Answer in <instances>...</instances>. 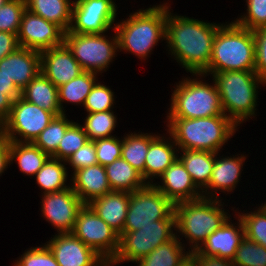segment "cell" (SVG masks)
Masks as SVG:
<instances>
[{
    "instance_id": "obj_32",
    "label": "cell",
    "mask_w": 266,
    "mask_h": 266,
    "mask_svg": "<svg viewBox=\"0 0 266 266\" xmlns=\"http://www.w3.org/2000/svg\"><path fill=\"white\" fill-rule=\"evenodd\" d=\"M96 81H98L96 73L84 71L78 77L58 87L61 113H65L63 102L84 105L86 97L91 92Z\"/></svg>"
},
{
    "instance_id": "obj_33",
    "label": "cell",
    "mask_w": 266,
    "mask_h": 266,
    "mask_svg": "<svg viewBox=\"0 0 266 266\" xmlns=\"http://www.w3.org/2000/svg\"><path fill=\"white\" fill-rule=\"evenodd\" d=\"M63 162V163H62ZM64 160H59L50 157L42 168L35 174L36 182L43 194L53 193L69 188L71 185H66L67 168L64 165Z\"/></svg>"
},
{
    "instance_id": "obj_4",
    "label": "cell",
    "mask_w": 266,
    "mask_h": 266,
    "mask_svg": "<svg viewBox=\"0 0 266 266\" xmlns=\"http://www.w3.org/2000/svg\"><path fill=\"white\" fill-rule=\"evenodd\" d=\"M167 4L140 9L114 26L120 52L124 50L143 59L166 36ZM163 38V39H162Z\"/></svg>"
},
{
    "instance_id": "obj_42",
    "label": "cell",
    "mask_w": 266,
    "mask_h": 266,
    "mask_svg": "<svg viewBox=\"0 0 266 266\" xmlns=\"http://www.w3.org/2000/svg\"><path fill=\"white\" fill-rule=\"evenodd\" d=\"M94 144L98 164L107 166L121 158L122 140L117 136L95 140Z\"/></svg>"
},
{
    "instance_id": "obj_30",
    "label": "cell",
    "mask_w": 266,
    "mask_h": 266,
    "mask_svg": "<svg viewBox=\"0 0 266 266\" xmlns=\"http://www.w3.org/2000/svg\"><path fill=\"white\" fill-rule=\"evenodd\" d=\"M50 156L34 143L10 141V162L17 161L22 173L35 176Z\"/></svg>"
},
{
    "instance_id": "obj_48",
    "label": "cell",
    "mask_w": 266,
    "mask_h": 266,
    "mask_svg": "<svg viewBox=\"0 0 266 266\" xmlns=\"http://www.w3.org/2000/svg\"><path fill=\"white\" fill-rule=\"evenodd\" d=\"M10 162V141L4 136L0 140V175L8 168Z\"/></svg>"
},
{
    "instance_id": "obj_10",
    "label": "cell",
    "mask_w": 266,
    "mask_h": 266,
    "mask_svg": "<svg viewBox=\"0 0 266 266\" xmlns=\"http://www.w3.org/2000/svg\"><path fill=\"white\" fill-rule=\"evenodd\" d=\"M157 220H176L174 204L153 184L129 193L123 231H136Z\"/></svg>"
},
{
    "instance_id": "obj_46",
    "label": "cell",
    "mask_w": 266,
    "mask_h": 266,
    "mask_svg": "<svg viewBox=\"0 0 266 266\" xmlns=\"http://www.w3.org/2000/svg\"><path fill=\"white\" fill-rule=\"evenodd\" d=\"M20 47L16 34L0 31V60Z\"/></svg>"
},
{
    "instance_id": "obj_8",
    "label": "cell",
    "mask_w": 266,
    "mask_h": 266,
    "mask_svg": "<svg viewBox=\"0 0 266 266\" xmlns=\"http://www.w3.org/2000/svg\"><path fill=\"white\" fill-rule=\"evenodd\" d=\"M176 220L151 221L149 225L136 231H123L119 236V249L108 266L121 262H137L150 254L161 244L173 239L178 233Z\"/></svg>"
},
{
    "instance_id": "obj_28",
    "label": "cell",
    "mask_w": 266,
    "mask_h": 266,
    "mask_svg": "<svg viewBox=\"0 0 266 266\" xmlns=\"http://www.w3.org/2000/svg\"><path fill=\"white\" fill-rule=\"evenodd\" d=\"M104 168L112 191L133 193L147 185L142 174L122 157Z\"/></svg>"
},
{
    "instance_id": "obj_41",
    "label": "cell",
    "mask_w": 266,
    "mask_h": 266,
    "mask_svg": "<svg viewBox=\"0 0 266 266\" xmlns=\"http://www.w3.org/2000/svg\"><path fill=\"white\" fill-rule=\"evenodd\" d=\"M246 3V15L234 21L251 31L266 27V0H246Z\"/></svg>"
},
{
    "instance_id": "obj_43",
    "label": "cell",
    "mask_w": 266,
    "mask_h": 266,
    "mask_svg": "<svg viewBox=\"0 0 266 266\" xmlns=\"http://www.w3.org/2000/svg\"><path fill=\"white\" fill-rule=\"evenodd\" d=\"M15 261L14 266H59L46 243L42 247L30 248Z\"/></svg>"
},
{
    "instance_id": "obj_39",
    "label": "cell",
    "mask_w": 266,
    "mask_h": 266,
    "mask_svg": "<svg viewBox=\"0 0 266 266\" xmlns=\"http://www.w3.org/2000/svg\"><path fill=\"white\" fill-rule=\"evenodd\" d=\"M25 10V0H8L0 7V31L18 35Z\"/></svg>"
},
{
    "instance_id": "obj_23",
    "label": "cell",
    "mask_w": 266,
    "mask_h": 266,
    "mask_svg": "<svg viewBox=\"0 0 266 266\" xmlns=\"http://www.w3.org/2000/svg\"><path fill=\"white\" fill-rule=\"evenodd\" d=\"M128 204V192L112 191L94 199L88 205L120 235L126 222Z\"/></svg>"
},
{
    "instance_id": "obj_21",
    "label": "cell",
    "mask_w": 266,
    "mask_h": 266,
    "mask_svg": "<svg viewBox=\"0 0 266 266\" xmlns=\"http://www.w3.org/2000/svg\"><path fill=\"white\" fill-rule=\"evenodd\" d=\"M235 155L228 157H217L218 152L215 153V163L212 170V175L208 185L202 190L204 198H219L218 195L215 196L218 191H223L227 193L235 189L241 177V170L243 168V163L246 157L243 155ZM220 158V159H219ZM211 190V192L209 191ZM205 190V191H204ZM214 190V191H213ZM214 195H213V192ZM216 193V194H215ZM211 196V197H210Z\"/></svg>"
},
{
    "instance_id": "obj_54",
    "label": "cell",
    "mask_w": 266,
    "mask_h": 266,
    "mask_svg": "<svg viewBox=\"0 0 266 266\" xmlns=\"http://www.w3.org/2000/svg\"><path fill=\"white\" fill-rule=\"evenodd\" d=\"M261 205L266 209V202H265V204L262 203Z\"/></svg>"
},
{
    "instance_id": "obj_5",
    "label": "cell",
    "mask_w": 266,
    "mask_h": 266,
    "mask_svg": "<svg viewBox=\"0 0 266 266\" xmlns=\"http://www.w3.org/2000/svg\"><path fill=\"white\" fill-rule=\"evenodd\" d=\"M212 77L223 113L236 126L255 116L259 85L266 84L255 71H224Z\"/></svg>"
},
{
    "instance_id": "obj_44",
    "label": "cell",
    "mask_w": 266,
    "mask_h": 266,
    "mask_svg": "<svg viewBox=\"0 0 266 266\" xmlns=\"http://www.w3.org/2000/svg\"><path fill=\"white\" fill-rule=\"evenodd\" d=\"M73 168L74 172L98 163L94 141L88 140L81 148L74 152L65 161Z\"/></svg>"
},
{
    "instance_id": "obj_26",
    "label": "cell",
    "mask_w": 266,
    "mask_h": 266,
    "mask_svg": "<svg viewBox=\"0 0 266 266\" xmlns=\"http://www.w3.org/2000/svg\"><path fill=\"white\" fill-rule=\"evenodd\" d=\"M26 9L51 23L58 25L64 32L72 24L74 1L71 0H25Z\"/></svg>"
},
{
    "instance_id": "obj_47",
    "label": "cell",
    "mask_w": 266,
    "mask_h": 266,
    "mask_svg": "<svg viewBox=\"0 0 266 266\" xmlns=\"http://www.w3.org/2000/svg\"><path fill=\"white\" fill-rule=\"evenodd\" d=\"M195 266H236L231 259L215 256H204L202 254H191Z\"/></svg>"
},
{
    "instance_id": "obj_22",
    "label": "cell",
    "mask_w": 266,
    "mask_h": 266,
    "mask_svg": "<svg viewBox=\"0 0 266 266\" xmlns=\"http://www.w3.org/2000/svg\"><path fill=\"white\" fill-rule=\"evenodd\" d=\"M71 187L84 204L112 192L104 166L91 165L72 173Z\"/></svg>"
},
{
    "instance_id": "obj_14",
    "label": "cell",
    "mask_w": 266,
    "mask_h": 266,
    "mask_svg": "<svg viewBox=\"0 0 266 266\" xmlns=\"http://www.w3.org/2000/svg\"><path fill=\"white\" fill-rule=\"evenodd\" d=\"M42 196L41 212L46 221L56 227L58 233H71L78 212L84 206L72 187Z\"/></svg>"
},
{
    "instance_id": "obj_49",
    "label": "cell",
    "mask_w": 266,
    "mask_h": 266,
    "mask_svg": "<svg viewBox=\"0 0 266 266\" xmlns=\"http://www.w3.org/2000/svg\"><path fill=\"white\" fill-rule=\"evenodd\" d=\"M0 89L5 90V94L9 95L13 100L21 96V91L16 87L12 79H9L1 70Z\"/></svg>"
},
{
    "instance_id": "obj_18",
    "label": "cell",
    "mask_w": 266,
    "mask_h": 266,
    "mask_svg": "<svg viewBox=\"0 0 266 266\" xmlns=\"http://www.w3.org/2000/svg\"><path fill=\"white\" fill-rule=\"evenodd\" d=\"M161 184L153 185L174 205L183 201H193L203 197L182 162L177 158L160 176Z\"/></svg>"
},
{
    "instance_id": "obj_12",
    "label": "cell",
    "mask_w": 266,
    "mask_h": 266,
    "mask_svg": "<svg viewBox=\"0 0 266 266\" xmlns=\"http://www.w3.org/2000/svg\"><path fill=\"white\" fill-rule=\"evenodd\" d=\"M54 118L53 113L19 96L13 101L10 114L4 122V135L9 141L33 143Z\"/></svg>"
},
{
    "instance_id": "obj_40",
    "label": "cell",
    "mask_w": 266,
    "mask_h": 266,
    "mask_svg": "<svg viewBox=\"0 0 266 266\" xmlns=\"http://www.w3.org/2000/svg\"><path fill=\"white\" fill-rule=\"evenodd\" d=\"M114 103V92L106 85L97 82L86 97L83 107L87 113L105 112L112 110Z\"/></svg>"
},
{
    "instance_id": "obj_34",
    "label": "cell",
    "mask_w": 266,
    "mask_h": 266,
    "mask_svg": "<svg viewBox=\"0 0 266 266\" xmlns=\"http://www.w3.org/2000/svg\"><path fill=\"white\" fill-rule=\"evenodd\" d=\"M66 114L55 116L50 124L43 129L33 142L44 153L52 157L58 149L62 137L66 130L74 123L67 119Z\"/></svg>"
},
{
    "instance_id": "obj_7",
    "label": "cell",
    "mask_w": 266,
    "mask_h": 266,
    "mask_svg": "<svg viewBox=\"0 0 266 266\" xmlns=\"http://www.w3.org/2000/svg\"><path fill=\"white\" fill-rule=\"evenodd\" d=\"M172 93L168 118H205L223 113L220 95L214 82L210 85L189 77L176 84Z\"/></svg>"
},
{
    "instance_id": "obj_31",
    "label": "cell",
    "mask_w": 266,
    "mask_h": 266,
    "mask_svg": "<svg viewBox=\"0 0 266 266\" xmlns=\"http://www.w3.org/2000/svg\"><path fill=\"white\" fill-rule=\"evenodd\" d=\"M157 135L130 133L122 139L121 157L142 174L145 180V159L151 141Z\"/></svg>"
},
{
    "instance_id": "obj_1",
    "label": "cell",
    "mask_w": 266,
    "mask_h": 266,
    "mask_svg": "<svg viewBox=\"0 0 266 266\" xmlns=\"http://www.w3.org/2000/svg\"><path fill=\"white\" fill-rule=\"evenodd\" d=\"M172 14L167 6L165 40L171 56L191 74H202L209 66L220 24Z\"/></svg>"
},
{
    "instance_id": "obj_19",
    "label": "cell",
    "mask_w": 266,
    "mask_h": 266,
    "mask_svg": "<svg viewBox=\"0 0 266 266\" xmlns=\"http://www.w3.org/2000/svg\"><path fill=\"white\" fill-rule=\"evenodd\" d=\"M0 70L22 91L41 72L40 52L19 47L0 60Z\"/></svg>"
},
{
    "instance_id": "obj_16",
    "label": "cell",
    "mask_w": 266,
    "mask_h": 266,
    "mask_svg": "<svg viewBox=\"0 0 266 266\" xmlns=\"http://www.w3.org/2000/svg\"><path fill=\"white\" fill-rule=\"evenodd\" d=\"M46 243L59 266H108L100 255L72 233H57Z\"/></svg>"
},
{
    "instance_id": "obj_13",
    "label": "cell",
    "mask_w": 266,
    "mask_h": 266,
    "mask_svg": "<svg viewBox=\"0 0 266 266\" xmlns=\"http://www.w3.org/2000/svg\"><path fill=\"white\" fill-rule=\"evenodd\" d=\"M114 0H75L71 33L103 34L113 28L117 12Z\"/></svg>"
},
{
    "instance_id": "obj_25",
    "label": "cell",
    "mask_w": 266,
    "mask_h": 266,
    "mask_svg": "<svg viewBox=\"0 0 266 266\" xmlns=\"http://www.w3.org/2000/svg\"><path fill=\"white\" fill-rule=\"evenodd\" d=\"M21 97L55 116L62 114L58 88L42 72L21 91Z\"/></svg>"
},
{
    "instance_id": "obj_51",
    "label": "cell",
    "mask_w": 266,
    "mask_h": 266,
    "mask_svg": "<svg viewBox=\"0 0 266 266\" xmlns=\"http://www.w3.org/2000/svg\"><path fill=\"white\" fill-rule=\"evenodd\" d=\"M179 266H195L194 259L192 258V255H190L182 264Z\"/></svg>"
},
{
    "instance_id": "obj_11",
    "label": "cell",
    "mask_w": 266,
    "mask_h": 266,
    "mask_svg": "<svg viewBox=\"0 0 266 266\" xmlns=\"http://www.w3.org/2000/svg\"><path fill=\"white\" fill-rule=\"evenodd\" d=\"M75 237L93 249L108 264L119 249V234L88 205L80 209L73 231Z\"/></svg>"
},
{
    "instance_id": "obj_38",
    "label": "cell",
    "mask_w": 266,
    "mask_h": 266,
    "mask_svg": "<svg viewBox=\"0 0 266 266\" xmlns=\"http://www.w3.org/2000/svg\"><path fill=\"white\" fill-rule=\"evenodd\" d=\"M88 141L87 134L83 127L74 122L62 137L57 152L52 158L66 161L74 152L81 148Z\"/></svg>"
},
{
    "instance_id": "obj_37",
    "label": "cell",
    "mask_w": 266,
    "mask_h": 266,
    "mask_svg": "<svg viewBox=\"0 0 266 266\" xmlns=\"http://www.w3.org/2000/svg\"><path fill=\"white\" fill-rule=\"evenodd\" d=\"M232 261L236 266H266V248L244 237Z\"/></svg>"
},
{
    "instance_id": "obj_6",
    "label": "cell",
    "mask_w": 266,
    "mask_h": 266,
    "mask_svg": "<svg viewBox=\"0 0 266 266\" xmlns=\"http://www.w3.org/2000/svg\"><path fill=\"white\" fill-rule=\"evenodd\" d=\"M176 231L187 239L192 253L197 251L209 234L219 229L231 217L223 209L221 199L200 198L174 205ZM201 242V243H200Z\"/></svg>"
},
{
    "instance_id": "obj_17",
    "label": "cell",
    "mask_w": 266,
    "mask_h": 266,
    "mask_svg": "<svg viewBox=\"0 0 266 266\" xmlns=\"http://www.w3.org/2000/svg\"><path fill=\"white\" fill-rule=\"evenodd\" d=\"M41 72L58 88L83 73L65 43L40 52Z\"/></svg>"
},
{
    "instance_id": "obj_52",
    "label": "cell",
    "mask_w": 266,
    "mask_h": 266,
    "mask_svg": "<svg viewBox=\"0 0 266 266\" xmlns=\"http://www.w3.org/2000/svg\"><path fill=\"white\" fill-rule=\"evenodd\" d=\"M4 122L0 120V140L4 137Z\"/></svg>"
},
{
    "instance_id": "obj_36",
    "label": "cell",
    "mask_w": 266,
    "mask_h": 266,
    "mask_svg": "<svg viewBox=\"0 0 266 266\" xmlns=\"http://www.w3.org/2000/svg\"><path fill=\"white\" fill-rule=\"evenodd\" d=\"M249 213L238 215L243 223L244 235L266 248V209L261 205L257 210Z\"/></svg>"
},
{
    "instance_id": "obj_29",
    "label": "cell",
    "mask_w": 266,
    "mask_h": 266,
    "mask_svg": "<svg viewBox=\"0 0 266 266\" xmlns=\"http://www.w3.org/2000/svg\"><path fill=\"white\" fill-rule=\"evenodd\" d=\"M179 238V235H176L136 263H139L138 266H179L191 255L189 250L185 252V247Z\"/></svg>"
},
{
    "instance_id": "obj_24",
    "label": "cell",
    "mask_w": 266,
    "mask_h": 266,
    "mask_svg": "<svg viewBox=\"0 0 266 266\" xmlns=\"http://www.w3.org/2000/svg\"><path fill=\"white\" fill-rule=\"evenodd\" d=\"M169 135V138L165 140L166 137L157 134L149 145L145 159V182L147 184H153L152 180L158 178L178 158L177 145L170 133Z\"/></svg>"
},
{
    "instance_id": "obj_3",
    "label": "cell",
    "mask_w": 266,
    "mask_h": 266,
    "mask_svg": "<svg viewBox=\"0 0 266 266\" xmlns=\"http://www.w3.org/2000/svg\"><path fill=\"white\" fill-rule=\"evenodd\" d=\"M168 133L177 149L219 153L222 146L234 135L237 126L225 115L205 118H167Z\"/></svg>"
},
{
    "instance_id": "obj_35",
    "label": "cell",
    "mask_w": 266,
    "mask_h": 266,
    "mask_svg": "<svg viewBox=\"0 0 266 266\" xmlns=\"http://www.w3.org/2000/svg\"><path fill=\"white\" fill-rule=\"evenodd\" d=\"M83 127L88 140L95 141L102 138L112 137L117 122V116L112 110L105 112L87 113Z\"/></svg>"
},
{
    "instance_id": "obj_27",
    "label": "cell",
    "mask_w": 266,
    "mask_h": 266,
    "mask_svg": "<svg viewBox=\"0 0 266 266\" xmlns=\"http://www.w3.org/2000/svg\"><path fill=\"white\" fill-rule=\"evenodd\" d=\"M181 156L178 159L184 165L186 171L191 176L195 185L203 190L209 183L213 166L215 163V153L200 150H178Z\"/></svg>"
},
{
    "instance_id": "obj_15",
    "label": "cell",
    "mask_w": 266,
    "mask_h": 266,
    "mask_svg": "<svg viewBox=\"0 0 266 266\" xmlns=\"http://www.w3.org/2000/svg\"><path fill=\"white\" fill-rule=\"evenodd\" d=\"M64 34L65 32L58 25L26 9L17 37L20 47L42 52L62 45Z\"/></svg>"
},
{
    "instance_id": "obj_45",
    "label": "cell",
    "mask_w": 266,
    "mask_h": 266,
    "mask_svg": "<svg viewBox=\"0 0 266 266\" xmlns=\"http://www.w3.org/2000/svg\"><path fill=\"white\" fill-rule=\"evenodd\" d=\"M255 38V72L266 83V27L253 31Z\"/></svg>"
},
{
    "instance_id": "obj_53",
    "label": "cell",
    "mask_w": 266,
    "mask_h": 266,
    "mask_svg": "<svg viewBox=\"0 0 266 266\" xmlns=\"http://www.w3.org/2000/svg\"><path fill=\"white\" fill-rule=\"evenodd\" d=\"M8 0H0V7H2Z\"/></svg>"
},
{
    "instance_id": "obj_50",
    "label": "cell",
    "mask_w": 266,
    "mask_h": 266,
    "mask_svg": "<svg viewBox=\"0 0 266 266\" xmlns=\"http://www.w3.org/2000/svg\"><path fill=\"white\" fill-rule=\"evenodd\" d=\"M13 99L5 94V90L0 89V120L5 122L10 114Z\"/></svg>"
},
{
    "instance_id": "obj_2",
    "label": "cell",
    "mask_w": 266,
    "mask_h": 266,
    "mask_svg": "<svg viewBox=\"0 0 266 266\" xmlns=\"http://www.w3.org/2000/svg\"><path fill=\"white\" fill-rule=\"evenodd\" d=\"M224 71H255V38L253 31L235 21L221 24L213 41L212 57L201 78ZM203 76V77H202Z\"/></svg>"
},
{
    "instance_id": "obj_20",
    "label": "cell",
    "mask_w": 266,
    "mask_h": 266,
    "mask_svg": "<svg viewBox=\"0 0 266 266\" xmlns=\"http://www.w3.org/2000/svg\"><path fill=\"white\" fill-rule=\"evenodd\" d=\"M238 221L235 226L230 222V217L224 224L207 237L205 242L197 251L191 254H202L204 256H215L225 259H233L241 240L245 237L244 227L241 219L237 216Z\"/></svg>"
},
{
    "instance_id": "obj_9",
    "label": "cell",
    "mask_w": 266,
    "mask_h": 266,
    "mask_svg": "<svg viewBox=\"0 0 266 266\" xmlns=\"http://www.w3.org/2000/svg\"><path fill=\"white\" fill-rule=\"evenodd\" d=\"M107 37L104 33L79 34L66 31L64 43L83 71L98 74L108 68L119 51L117 33L110 40Z\"/></svg>"
}]
</instances>
